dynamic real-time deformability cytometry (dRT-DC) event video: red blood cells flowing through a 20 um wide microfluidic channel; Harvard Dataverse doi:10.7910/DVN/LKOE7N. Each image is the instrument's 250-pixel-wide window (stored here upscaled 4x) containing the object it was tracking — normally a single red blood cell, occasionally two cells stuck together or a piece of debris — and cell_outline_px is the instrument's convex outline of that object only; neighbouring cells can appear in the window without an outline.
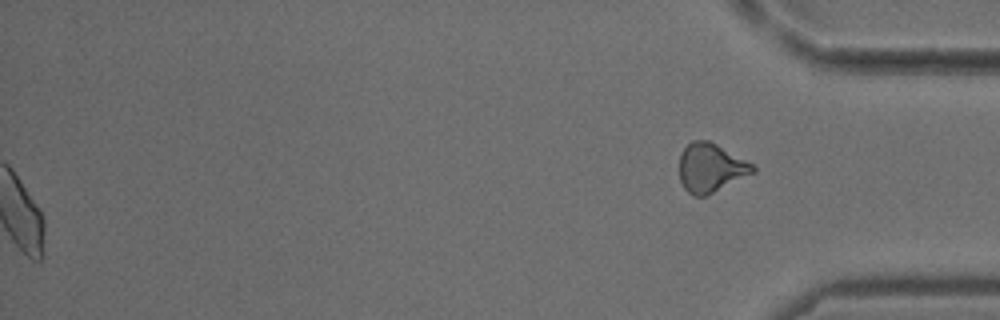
{"species": "common noctule bat (a hibernating species)", "species_latin": "Nyctalus noctula", "temperature_condition": "cold", "stored_images_in_passage": 38, "segment_of_instrument_passage": [2, 2], "camera_frame_rate_fps": 3000, "um_per_image_px": 0.085, "animal": {"sex": "male", "body_mass_g": 18.8}, "frame": {"image": 1, "passage_image": 38, "time_ms": 12.333, "image_size_px": [1000, 320], "cell_outline_px": [[756, 172], [704, 196], [692, 196], [684, 188], [680, 180], [680, 152], [692, 140], [708, 140], [716, 144], [752, 164], [756, 168]], "centroid_in_image_um": [60.39, 14.26], "position_along_channel_um": 374.8, "area_um2": 20.63}}